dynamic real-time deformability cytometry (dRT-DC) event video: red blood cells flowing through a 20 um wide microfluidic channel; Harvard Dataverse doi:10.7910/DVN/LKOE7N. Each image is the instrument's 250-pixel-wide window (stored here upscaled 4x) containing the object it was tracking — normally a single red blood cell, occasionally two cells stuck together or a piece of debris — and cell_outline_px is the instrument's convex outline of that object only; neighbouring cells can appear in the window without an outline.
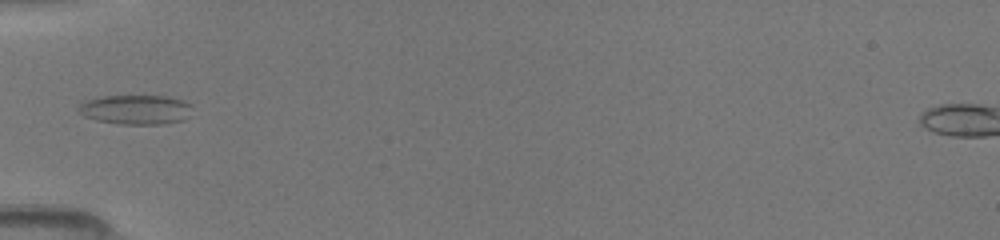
{"species": "common noctule bat (a hibernating species)", "species_latin": "Nyctalus noctula", "temperature_condition": "room temperature", "stored_images_in_passage": 13, "camera_frame_rate_fps": 3000, "um_per_image_px": 0.085, "animal": {"sex": "female", "body_mass_g": 19.5, "forearm_length_mm": 54.1}, "frame": {"image": 1, "passage_image": 10, "time_ms": 5.667, "image_size_px": [1000, 240], "cell_outline_px": [[192, 104], [184, 120], [160, 124], [120, 124], [96, 120], [84, 116], [80, 112], [80, 104], [84, 100], [100, 96], [168, 96], [184, 100]], "centroid_in_image_um": [11.53, 9.3], "position_along_channel_um": 73.5, "area_um2": 19.48}}
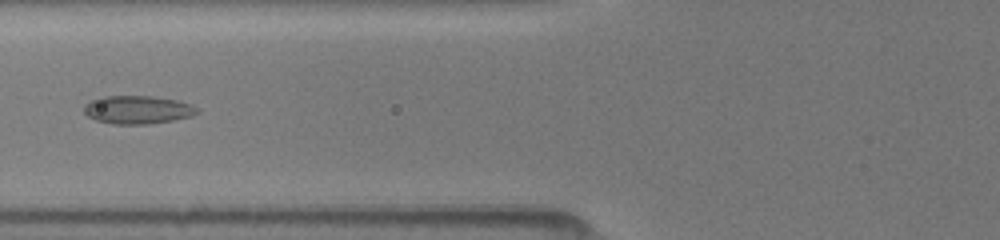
{"frame": {"image": 2, "passage_image": 11, "time_ms": 6.667, "image_size_px": [1000, 240], "cell_outline_px": [[200, 112], [192, 116], [172, 120], [148, 124], [112, 124], [96, 120], [88, 116], [84, 112], [84, 104], [92, 100], [104, 96], [152, 96], [176, 100], [192, 104]], "centroid_in_image_um": [11.7, 9.33], "position_along_channel_um": 114.1, "area_um2": 18.55}}